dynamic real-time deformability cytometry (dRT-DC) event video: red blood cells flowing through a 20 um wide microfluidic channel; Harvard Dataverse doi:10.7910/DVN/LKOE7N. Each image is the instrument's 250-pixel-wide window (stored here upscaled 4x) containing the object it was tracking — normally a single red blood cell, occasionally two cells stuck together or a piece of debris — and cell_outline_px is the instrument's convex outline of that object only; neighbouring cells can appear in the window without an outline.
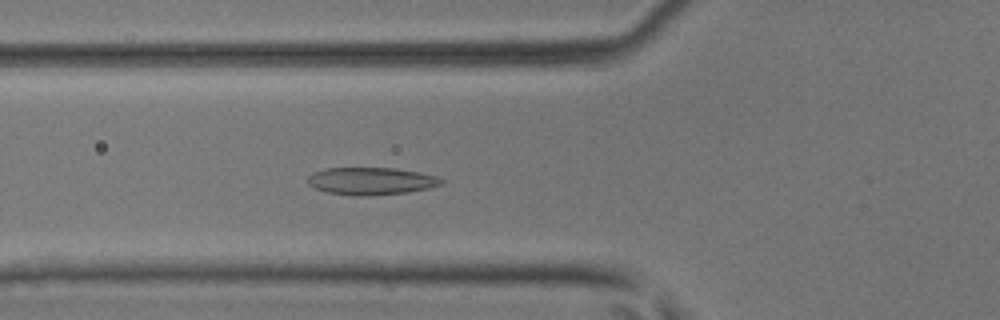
{"species": "common noctule bat (a hibernating species)", "species_latin": "Nyctalus noctula", "temperature_condition": "room temperature", "stored_images_in_passage": 50, "camera_frame_rate_fps": 3000, "um_per_image_px": 0.085, "animal": {"sex": "male", "body_mass_g": 17.9, "forearm_length_mm": 54.2}, "frame": {"image": 1, "passage_image": 19, "time_ms": 6.0, "image_size_px": [1000, 320], "cell_outline_px": [[444, 184], [428, 188], [408, 192], [360, 196], [352, 196], [328, 192], [316, 188], [308, 184], [308, 176], [312, 172], [328, 168], [396, 168], [420, 172], [436, 176], [444, 180]], "centroid_in_image_um": [31.56, 15.38], "position_along_channel_um": 94.2, "area_um2": 21.33}}
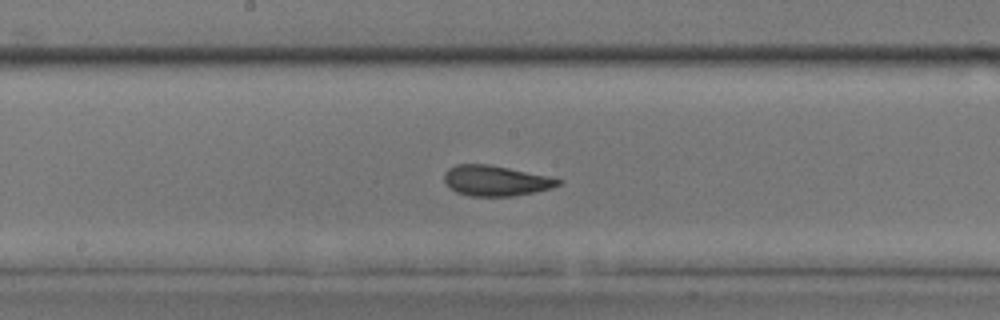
{"frame": {"image": 2, "passage_image": 27, "time_ms": 8.667, "image_size_px": [1000, 320], "cell_outline_px": [[564, 180], [560, 184], [552, 188], [512, 196], [468, 196], [456, 192], [448, 188], [444, 184], [444, 172], [448, 168], [456, 164], [488, 164], [548, 176]], "centroid_in_image_um": [42.08, 15.36], "position_along_channel_um": 206.1, "area_um2": 20.29}}
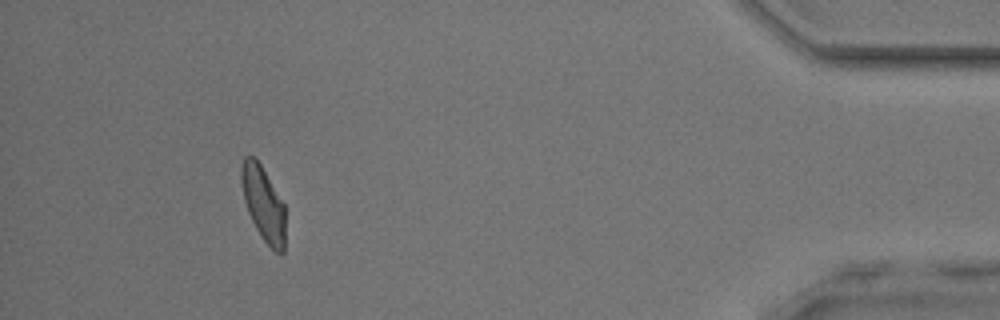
{"frame": {"image": 3, "passage_image": 46, "time_ms": 15.0, "image_size_px": [1000, 320], "cell_outline_px": [[284, 252], [276, 252], [264, 240], [256, 228], [248, 212], [244, 200], [240, 180], [240, 168], [244, 156], [256, 156], [284, 204]], "centroid_in_image_um": [22.35, 17.24], "position_along_channel_um": 412.8, "area_um2": 18.96}, "authors_computed_cell_mechanics": {"area_um2": 20.5479, "velocity_mm_per_s": 4.2087, "shape_relaxation_time_tau1_ms": 2.9451, "shape_relaxation_time_tau2_ms": 1.3956, "deformation_change_tau1": 0.1236, "deformation_change_tau2": 0.0776}}